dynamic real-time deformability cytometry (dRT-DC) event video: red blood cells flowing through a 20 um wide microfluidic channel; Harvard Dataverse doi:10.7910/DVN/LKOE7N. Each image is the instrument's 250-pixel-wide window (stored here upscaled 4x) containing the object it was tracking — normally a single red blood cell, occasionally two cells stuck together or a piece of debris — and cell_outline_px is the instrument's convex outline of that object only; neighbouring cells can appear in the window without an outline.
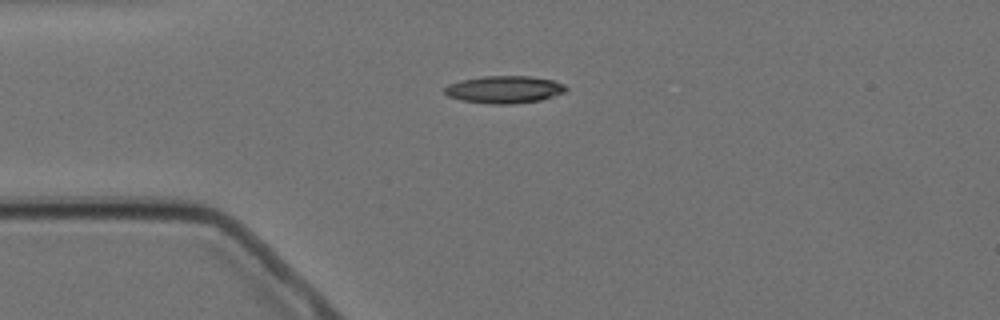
{"species": "Egyptian fruit bat (a non-hibernating species)", "species_latin": "Rousettus aegyptiacus", "temperature_condition": "cold", "stored_images_in_passage": 5, "camera_frame_rate_fps": 3000, "um_per_image_px": 0.085, "animal": {"sex": "female"}, "frame": {"image": 1, "passage_image": 4, "time_ms": 3.667, "image_size_px": [1000, 320], "cell_outline_px": [[568, 88], [564, 92], [540, 100], [512, 104], [492, 104], [460, 100], [448, 96], [444, 92], [444, 88], [448, 84], [460, 80], [484, 76], [528, 76], [552, 80], [564, 84]], "centroid_in_image_um": [42.83, 7.61], "position_along_channel_um": 42.2, "area_um2": 19.31}}